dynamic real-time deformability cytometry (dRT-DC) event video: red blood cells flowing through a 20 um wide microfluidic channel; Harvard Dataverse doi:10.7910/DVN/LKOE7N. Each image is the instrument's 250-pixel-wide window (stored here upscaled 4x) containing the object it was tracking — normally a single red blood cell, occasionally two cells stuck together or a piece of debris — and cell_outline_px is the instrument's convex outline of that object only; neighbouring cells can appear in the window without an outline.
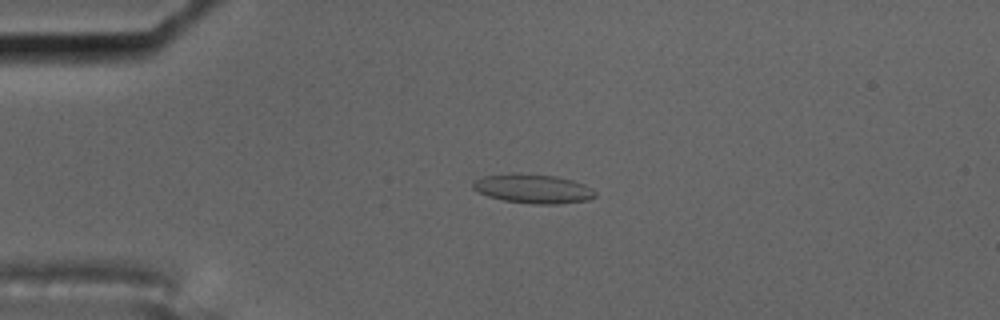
{"species": "common noctule bat (a hibernating species)", "species_latin": "Nyctalus noctula", "temperature_condition": "cold", "stored_images_in_passage": 4, "camera_frame_rate_fps": 3000, "um_per_image_px": 0.085, "animal": {"sex": "male", "body_mass_g": 17.5, "forearm_length_mm": 52.3}, "frame": {"image": 1, "passage_image": 1, "time_ms": 0.0, "image_size_px": [1000, 320], "cell_outline_px": [[596, 196], [588, 200], [556, 204], [532, 204], [504, 200], [488, 196], [472, 188], [472, 184], [476, 180], [484, 176], [512, 172], [556, 176], [572, 180], [584, 184], [592, 188], [596, 192]], "centroid_in_image_um": [45.33, 16.03], "position_along_channel_um": 39.7, "area_um2": 20.81}}